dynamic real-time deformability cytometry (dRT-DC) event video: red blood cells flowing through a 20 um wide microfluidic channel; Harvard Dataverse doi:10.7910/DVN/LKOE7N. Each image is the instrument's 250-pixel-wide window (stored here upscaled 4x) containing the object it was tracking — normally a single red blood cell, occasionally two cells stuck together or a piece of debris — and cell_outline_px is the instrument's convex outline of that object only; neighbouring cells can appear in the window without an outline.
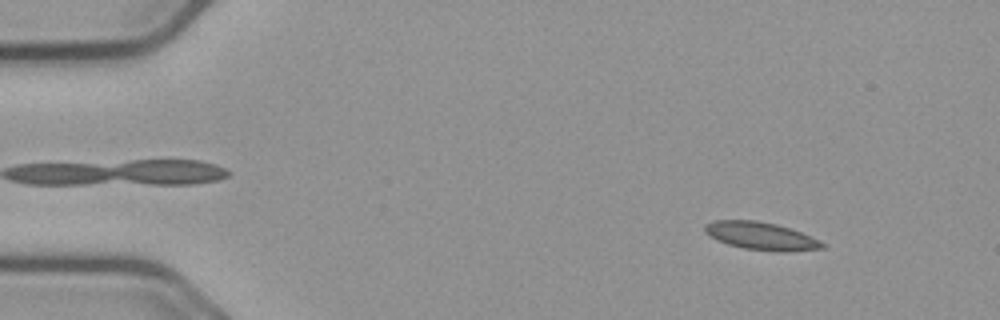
{"species": "common noctule bat (a hibernating species)", "species_latin": "Nyctalus noctula", "temperature_condition": "cold", "stored_images_in_passage": 57, "segment_of_instrument_passage": [1, 2], "camera_frame_rate_fps": 3000, "um_per_image_px": 0.085, "animal": {"sex": "male", "body_mass_g": 23.1, "forearm_length_mm": 52.7}, "frame": {"image": 1, "passage_image": 6, "time_ms": 1.667, "image_size_px": [1000, 320], "cell_outline_px": [[824, 248], [776, 252], [744, 248], [728, 244], [716, 240], [704, 232], [704, 224], [716, 220], [756, 220], [776, 224], [800, 232], [820, 240], [824, 244]], "centroid_in_image_um": [64.64, 20.05], "position_along_channel_um": 20.4, "area_um2": 18.84}}
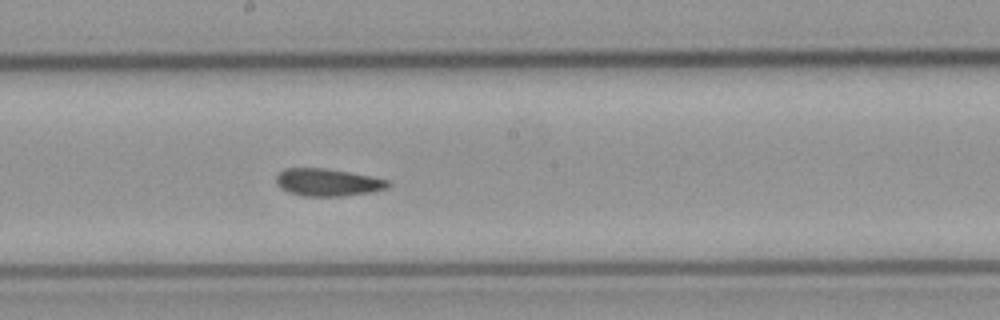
{"frame": {"image": 2, "passage_image": 30, "time_ms": 9.667, "image_size_px": [1000, 320], "cell_outline_px": [[392, 184], [388, 188], [372, 192], [344, 196], [304, 196], [288, 192], [280, 188], [276, 184], [276, 176], [284, 168], [324, 168], [372, 176], [388, 180]], "centroid_in_image_um": [27.86, 15.5], "position_along_channel_um": 220.3, "area_um2": 18.03}}
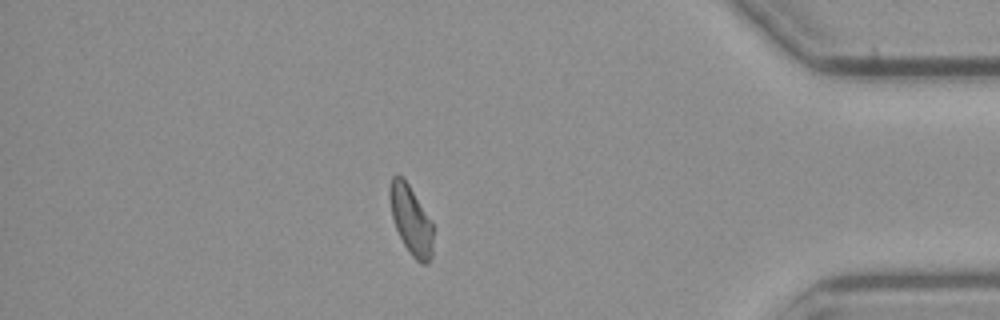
{"frame": {"image": 3, "passage_image": 48, "time_ms": 15.667, "image_size_px": [1000, 320], "cell_outline_px": [[432, 260], [428, 264], [424, 264], [416, 260], [412, 256], [404, 244], [396, 228], [392, 216], [388, 196], [388, 188], [392, 176], [396, 172], [404, 176], [432, 220]], "centroid_in_image_um": [34.92, 18.63], "position_along_channel_um": 400.3, "area_um2": 17.86}}